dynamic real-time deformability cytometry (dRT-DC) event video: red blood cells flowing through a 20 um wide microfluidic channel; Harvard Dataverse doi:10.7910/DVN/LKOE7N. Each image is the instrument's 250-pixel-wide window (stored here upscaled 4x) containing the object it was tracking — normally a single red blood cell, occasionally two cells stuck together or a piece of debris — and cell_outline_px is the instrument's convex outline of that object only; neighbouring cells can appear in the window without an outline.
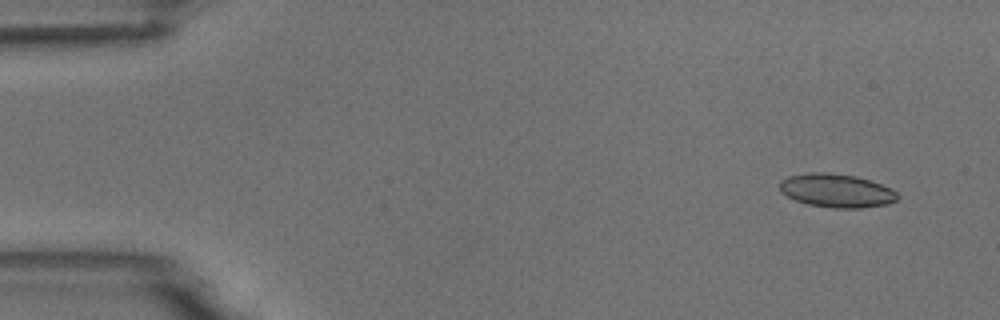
{"species": "common noctule bat (a hibernating species)", "species_latin": "Nyctalus noctula", "temperature_condition": "room temperature", "stored_images_in_passage": 4, "camera_frame_rate_fps": 3000, "um_per_image_px": 0.085, "animal": {"sex": "male", "body_mass_g": 18.8}, "frame": {"image": 1, "passage_image": 1, "time_ms": 0.0, "image_size_px": [1000, 320], "cell_outline_px": [[900, 196], [896, 200], [888, 204], [860, 208], [832, 208], [808, 204], [796, 200], [780, 192], [780, 180], [788, 176], [808, 172], [824, 172], [856, 176], [892, 188]], "centroid_in_image_um": [71.1, 16.2], "position_along_channel_um": 13.9, "area_um2": 23.06}}
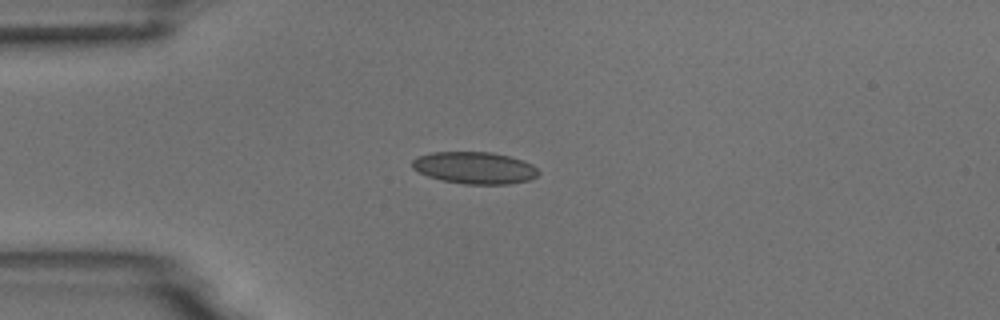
{"frame": {"image": 2, "passage_image": 4, "time_ms": 3.333, "image_size_px": [1000, 320], "cell_outline_px": [[540, 172], [536, 176], [528, 180], [508, 184], [464, 184], [440, 180], [428, 176], [412, 168], [412, 160], [416, 156], [432, 152], [492, 152], [508, 156], [532, 164]], "centroid_in_image_um": [40.31, 14.26], "position_along_channel_um": 44.7, "area_um2": 23.47}}